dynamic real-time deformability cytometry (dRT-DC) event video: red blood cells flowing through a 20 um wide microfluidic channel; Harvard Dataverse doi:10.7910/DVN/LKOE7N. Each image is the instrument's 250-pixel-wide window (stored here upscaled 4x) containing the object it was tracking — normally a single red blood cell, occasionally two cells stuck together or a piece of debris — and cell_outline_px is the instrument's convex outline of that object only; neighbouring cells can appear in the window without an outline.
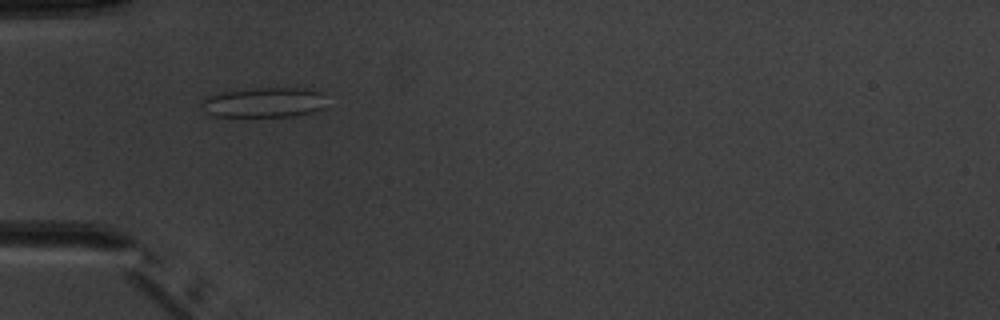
{"species": "common noctule bat (a hibernating species)", "species_latin": "Nyctalus noctula", "temperature_condition": "warm", "stored_images_in_passage": 6, "camera_frame_rate_fps": 3000, "um_per_image_px": 0.085, "animal": {"sex": "male", "body_mass_g": 20.1, "forearm_length_mm": 53.5}, "frame": {"image": 1, "passage_image": 5, "time_ms": 4.667, "image_size_px": [1000, 320], "cell_outline_px": [[324, 108], [312, 112], [296, 116], [216, 116], [208, 112], [204, 104], [204, 96], [220, 92], [252, 88], [304, 88], [320, 92]], "centroid_in_image_um": [22.45, 8.7], "position_along_channel_um": 62.6, "area_um2": 21.44}}
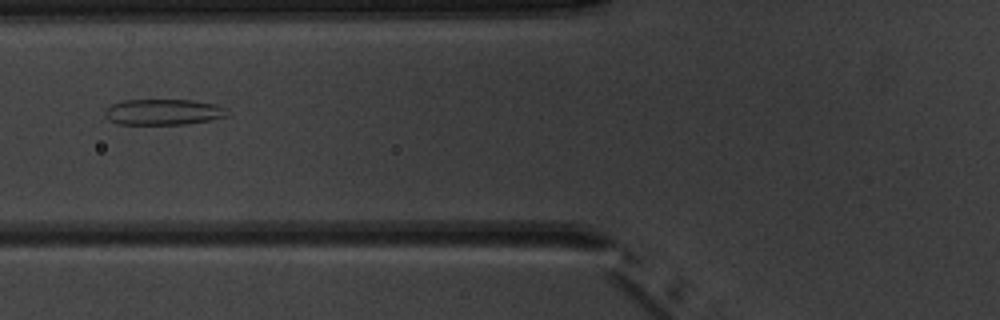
{"frame": {"image": 2, "passage_image": 6, "time_ms": 6.0, "image_size_px": [1000, 320], "cell_outline_px": [[228, 116], [188, 124], [116, 124], [108, 120], [104, 116], [104, 108], [112, 104], [124, 100], [192, 100], [216, 104], [224, 108], [228, 112]], "centroid_in_image_um": [13.83, 9.52], "position_along_channel_um": 112.0, "area_um2": 18.55}}